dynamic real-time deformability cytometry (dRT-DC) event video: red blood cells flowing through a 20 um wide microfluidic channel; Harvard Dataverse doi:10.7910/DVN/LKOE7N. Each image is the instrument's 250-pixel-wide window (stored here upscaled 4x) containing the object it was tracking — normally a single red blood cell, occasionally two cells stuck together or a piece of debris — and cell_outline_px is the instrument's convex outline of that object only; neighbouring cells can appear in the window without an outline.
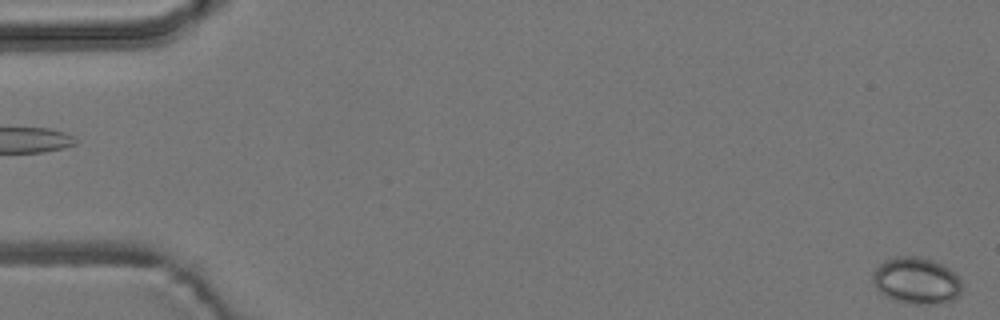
{"species": "common noctule bat (a hibernating species)", "species_latin": "Nyctalus noctula", "temperature_condition": "room temperature", "stored_images_in_passage": 56, "camera_frame_rate_fps": 3000, "um_per_image_px": 0.085, "animal": {"sex": "male", "body_mass_g": 19.2, "forearm_length_mm": 51.8}, "frame": {"image": 1, "passage_image": 1, "time_ms": 0.0, "image_size_px": [1000, 320], "cell_outline_px": [[960, 292], [952, 300], [916, 304], [896, 300], [880, 292], [876, 288], [872, 280], [872, 272], [884, 260], [896, 256], [916, 256], [932, 260], [956, 272], [960, 280]], "centroid_in_image_um": [77.86, 23.82], "position_along_channel_um": 7.1, "area_um2": 23.76}}
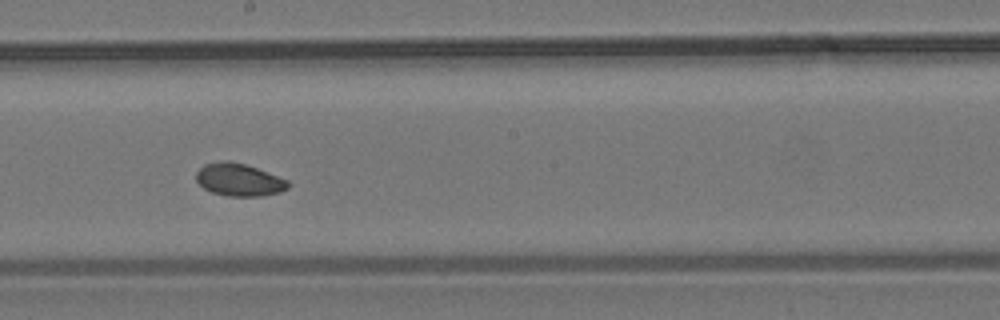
{"frame": {"image": 2, "passage_image": 31, "time_ms": 10.0, "image_size_px": [1000, 320], "cell_outline_px": [[288, 188], [280, 192], [260, 196], [228, 196], [212, 192], [204, 188], [196, 180], [196, 172], [204, 164], [224, 160], [228, 160], [244, 164], [256, 168], [288, 180]], "centroid_in_image_um": [20.29, 15.28], "position_along_channel_um": 227.9, "area_um2": 17.28}}
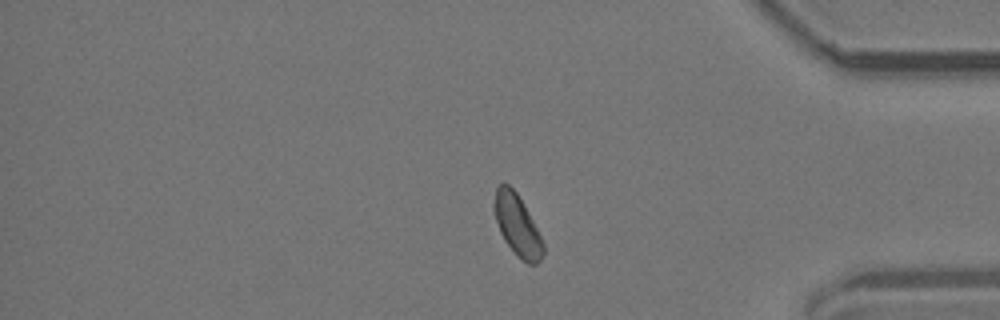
{"frame": {"image": 3, "passage_image": 46, "time_ms": 15.0, "image_size_px": [1000, 320], "cell_outline_px": [[544, 252], [540, 260], [536, 264], [528, 264], [516, 256], [504, 240], [500, 232], [492, 208], [492, 204], [496, 188], [500, 184], [508, 184], [516, 192], [532, 220], [544, 244]], "centroid_in_image_um": [43.94, 19.16], "position_along_channel_um": 391.3, "area_um2": 17.34}, "authors_computed_cell_mechanics": {"area_um2": 17.7446, "velocity_mm_per_s": 3.7628, "shape_relaxation_time_tau1_ms": 1.7776, "shape_relaxation_time_tau2_ms": null, "deformation_change_tau1": 0.0594, "deformation_change_tau2": null}}